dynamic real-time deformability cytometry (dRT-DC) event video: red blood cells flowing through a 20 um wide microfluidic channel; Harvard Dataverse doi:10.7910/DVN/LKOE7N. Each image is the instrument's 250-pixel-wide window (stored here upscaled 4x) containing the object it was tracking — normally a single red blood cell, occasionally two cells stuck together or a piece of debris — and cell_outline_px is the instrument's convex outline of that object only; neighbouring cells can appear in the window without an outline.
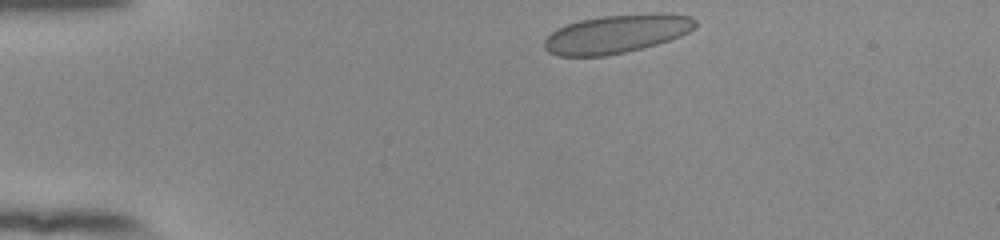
{"species": "human", "species_latin": "Homo sapiens", "temperature_condition": "room temperature", "stored_images_in_passage": 13, "camera_frame_rate_fps": 3000, "um_per_image_px": 0.085, "donor": {"sex": "female"}, "frame": {"image": 1, "passage_image": 1, "time_ms": 0.0, "image_size_px": [1000, 240], "cell_outline_px": [[696, 28], [680, 36], [656, 44], [624, 52], [604, 56], [556, 56], [548, 52], [544, 48], [544, 40], [556, 28], [580, 20], [600, 16], [664, 12], [688, 16], [696, 20]], "centroid_in_image_um": [52.4, 2.87], "position_along_channel_um": 32.6, "area_um2": 33.87}}
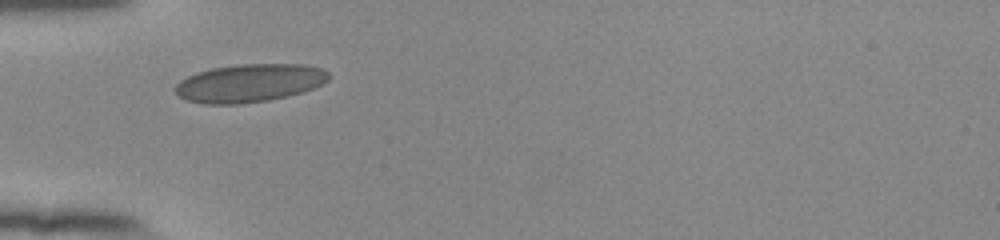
{"frame": {"image": 2, "passage_image": 8, "time_ms": 2.333, "image_size_px": [1000, 240], "cell_outline_px": [[332, 76], [324, 84], [300, 92], [268, 100], [240, 104], [204, 104], [188, 100], [180, 96], [172, 88], [180, 80], [196, 72], [212, 68], [240, 64], [304, 64], [324, 68]], "centroid_in_image_um": [21.22, 7.05], "position_along_channel_um": 63.8, "area_um2": 34.16}}
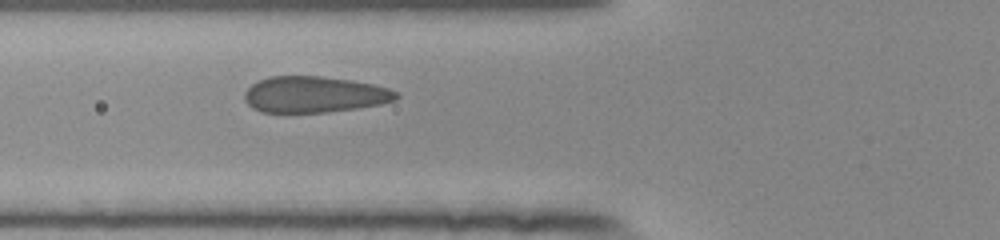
{"frame": {"image": 3, "passage_image": 11, "time_ms": 3.333, "image_size_px": [1000, 240], "cell_outline_px": [[400, 96], [396, 100], [380, 104], [356, 108], [328, 112], [260, 112], [252, 108], [244, 100], [244, 92], [252, 84], [268, 76], [320, 76], [348, 80], [372, 84], [388, 88], [396, 92]], "centroid_in_image_um": [26.69, 8.03], "position_along_channel_um": 99.1, "area_um2": 31.91}}